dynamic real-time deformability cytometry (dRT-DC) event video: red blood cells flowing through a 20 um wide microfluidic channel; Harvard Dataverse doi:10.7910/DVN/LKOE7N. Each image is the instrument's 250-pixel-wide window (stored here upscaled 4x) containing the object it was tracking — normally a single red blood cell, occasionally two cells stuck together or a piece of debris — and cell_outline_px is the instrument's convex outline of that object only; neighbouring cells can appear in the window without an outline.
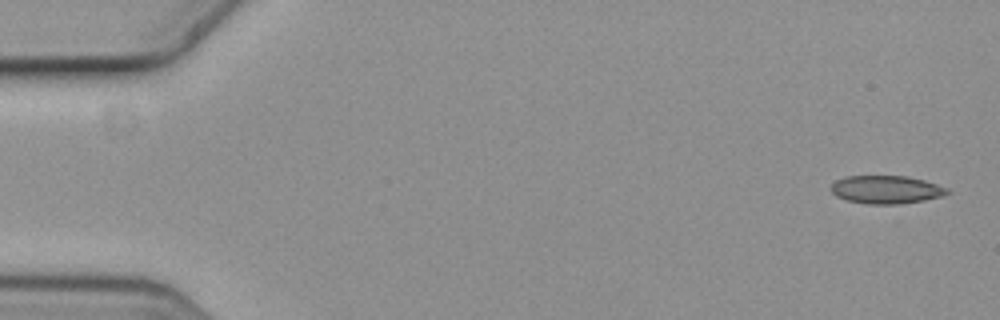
{"species": "common noctule bat (a hibernating species)", "species_latin": "Nyctalus noctula", "temperature_condition": "cold", "stored_images_in_passage": 5, "camera_frame_rate_fps": 3000, "um_per_image_px": 0.085, "animal": {"sex": "female", "body_mass_g": 19.3, "forearm_length_mm": 54.1}, "frame": {"image": 1, "passage_image": 1, "time_ms": 0.0, "image_size_px": [1000, 320], "cell_outline_px": [[948, 192], [944, 196], [924, 200], [900, 204], [868, 204], [848, 200], [836, 196], [832, 192], [832, 184], [836, 180], [848, 176], [908, 176], [924, 180], [948, 188]], "centroid_in_image_um": [75.35, 16.11], "position_along_channel_um": 9.7, "area_um2": 18.9}}
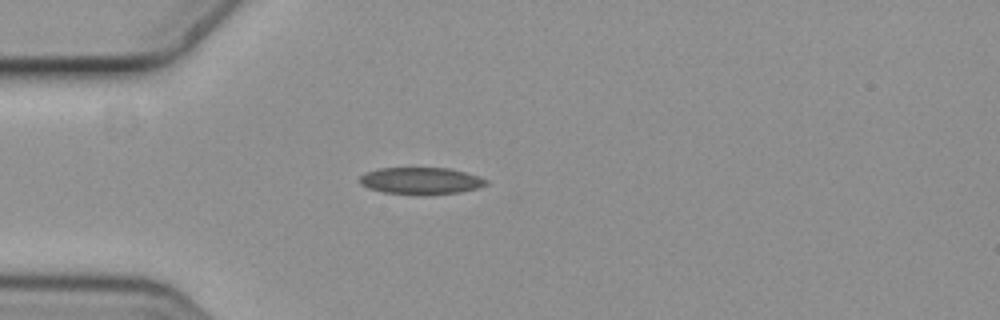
{"frame": {"image": 2, "passage_image": 5, "time_ms": 1.333, "image_size_px": [1000, 320], "cell_outline_px": [[488, 184], [476, 188], [460, 192], [424, 196], [416, 196], [384, 192], [368, 188], [360, 184], [360, 176], [364, 172], [380, 168], [448, 168], [480, 176], [488, 180]], "centroid_in_image_um": [35.76, 15.39], "position_along_channel_um": 49.2, "area_um2": 20.17}}